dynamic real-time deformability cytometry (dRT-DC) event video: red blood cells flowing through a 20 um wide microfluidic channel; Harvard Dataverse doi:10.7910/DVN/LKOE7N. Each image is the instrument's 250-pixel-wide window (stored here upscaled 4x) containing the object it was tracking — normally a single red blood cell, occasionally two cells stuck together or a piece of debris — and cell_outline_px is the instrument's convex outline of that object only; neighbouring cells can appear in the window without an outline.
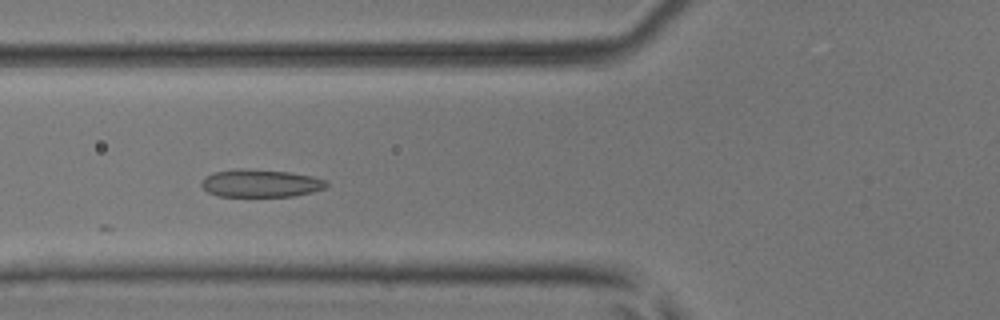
{"species": "common noctule bat (a hibernating species)", "species_latin": "Nyctalus noctula", "temperature_condition": "room temperature", "stored_images_in_passage": 30, "camera_frame_rate_fps": 3000, "um_per_image_px": 0.085, "animal": {"sex": "male", "body_mass_g": 17.9, "forearm_length_mm": 54.2}, "frame": {"image": 1, "passage_image": 14, "time_ms": 4.333, "image_size_px": [1000, 320], "cell_outline_px": [[328, 184], [324, 188], [312, 192], [292, 196], [216, 196], [208, 192], [200, 184], [204, 176], [212, 172], [240, 168], [244, 168], [288, 172], [312, 176], [324, 180]], "centroid_in_image_um": [22.09, 15.57], "position_along_channel_um": 103.7, "area_um2": 20.17}}
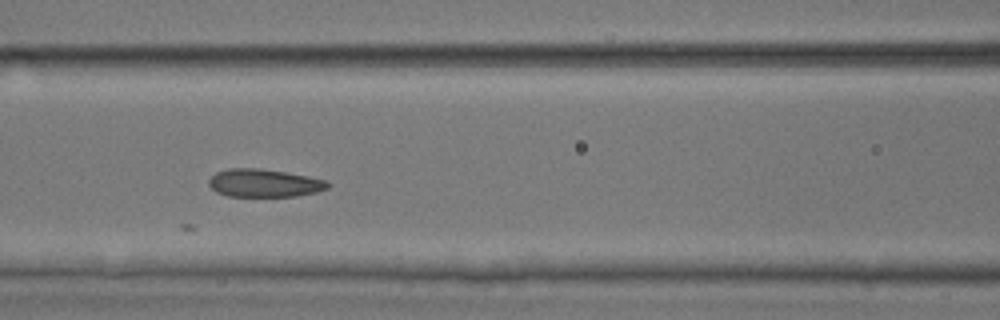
{"frame": {"image": 2, "passage_image": 17, "time_ms": 5.333, "image_size_px": [1000, 320], "cell_outline_px": [[332, 184], [328, 188], [316, 192], [296, 196], [228, 196], [216, 192], [208, 184], [208, 180], [216, 172], [228, 168], [260, 168], [308, 176], [328, 180]], "centroid_in_image_um": [22.47, 15.56], "position_along_channel_um": 144.1, "area_um2": 19.48}}